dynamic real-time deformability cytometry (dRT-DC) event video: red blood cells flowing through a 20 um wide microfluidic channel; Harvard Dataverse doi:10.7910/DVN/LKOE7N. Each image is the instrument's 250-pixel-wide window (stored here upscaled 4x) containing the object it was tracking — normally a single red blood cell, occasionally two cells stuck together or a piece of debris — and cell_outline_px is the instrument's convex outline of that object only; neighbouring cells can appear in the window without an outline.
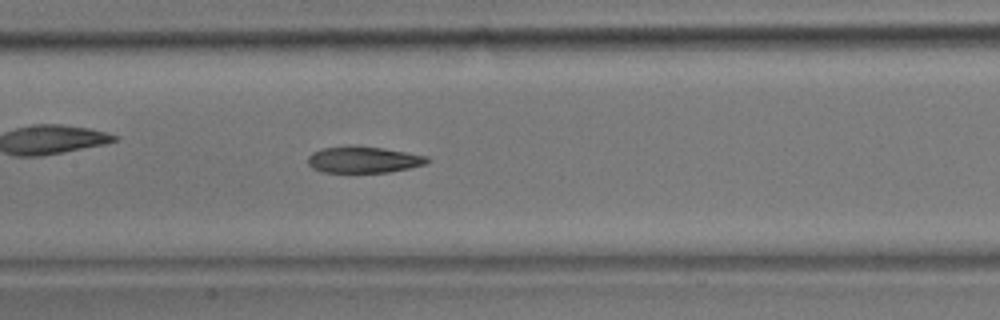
{"species": "common noctule bat (a hibernating species)", "species_latin": "Nyctalus noctula", "temperature_condition": "room temperature", "stored_images_in_passage": 40, "camera_frame_rate_fps": 3000, "um_per_image_px": 0.085, "animal": {"sex": "male", "body_mass_g": 17.9}, "frame": {"image": 1, "passage_image": 18, "time_ms": 5.667, "image_size_px": [1000, 320], "cell_outline_px": [[432, 160], [424, 164], [408, 168], [388, 172], [324, 172], [312, 168], [308, 164], [308, 156], [312, 152], [320, 148], [344, 144], [348, 144], [384, 148], [428, 156]], "centroid_in_image_um": [30.86, 13.54], "position_along_channel_um": 176.5, "area_um2": 18.73}}
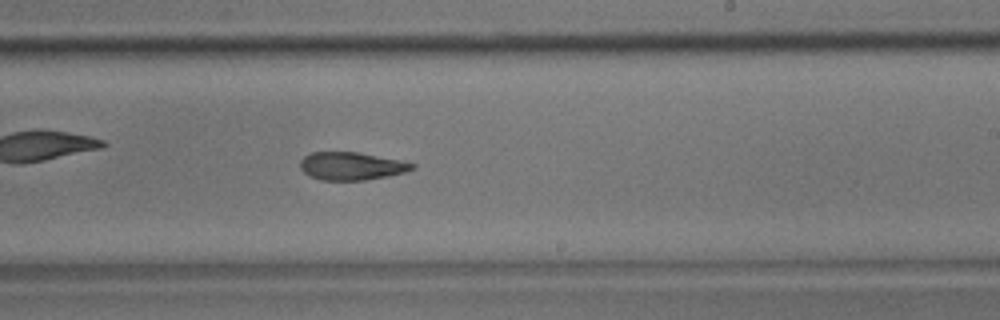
{"frame": {"image": 2, "passage_image": 23, "time_ms": 7.333, "image_size_px": [1000, 320], "cell_outline_px": [[416, 168], [404, 172], [388, 176], [364, 180], [320, 180], [308, 176], [300, 168], [300, 160], [304, 156], [312, 152], [360, 152], [400, 160], [416, 164]], "centroid_in_image_um": [29.86, 14.11], "position_along_channel_um": 259.1, "area_um2": 18.32}}